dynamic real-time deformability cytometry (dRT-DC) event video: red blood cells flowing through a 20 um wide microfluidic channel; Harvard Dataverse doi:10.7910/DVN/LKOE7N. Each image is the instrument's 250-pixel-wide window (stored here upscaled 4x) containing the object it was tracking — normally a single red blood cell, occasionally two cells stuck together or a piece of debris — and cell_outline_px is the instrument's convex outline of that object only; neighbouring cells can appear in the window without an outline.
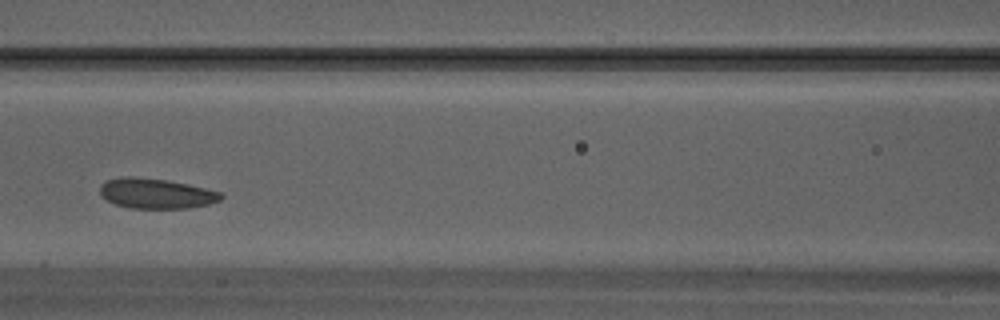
{"species": "Egyptian fruit bat (a non-hibernating species)", "species_latin": "Rousettus aegyptiacus", "temperature_condition": "warm", "stored_images_in_passage": 28, "camera_frame_rate_fps": 3000, "um_per_image_px": 0.085, "animal": {"sex": "male"}, "frame": {"image": 1, "passage_image": 9, "time_ms": 2.667, "image_size_px": [1000, 320], "cell_outline_px": [[224, 196], [220, 200], [208, 204], [188, 208], [128, 208], [116, 204], [100, 196], [100, 184], [108, 180], [128, 176], [164, 180], [188, 184], [224, 192]], "centroid_in_image_um": [13.3, 16.45], "position_along_channel_um": 153.3, "area_um2": 21.15}}
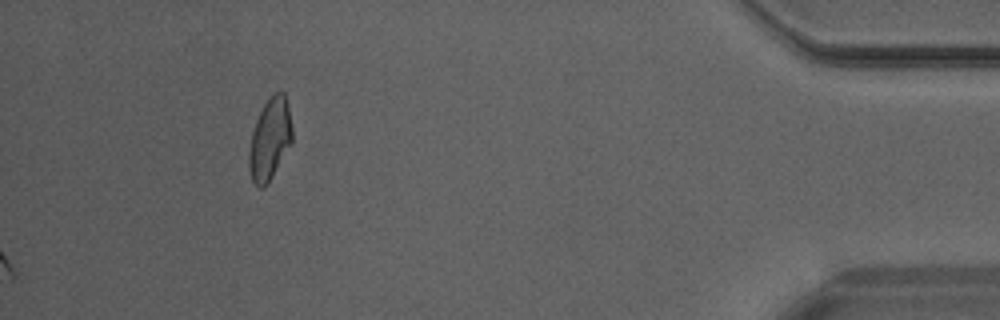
{"frame": {"image": 2, "passage_image": 28, "time_ms": 9.0, "image_size_px": [1000, 320], "cell_outline_px": [[292, 144], [268, 180], [260, 188], [252, 180], [248, 168], [248, 152], [252, 132], [256, 120], [264, 104], [272, 92], [280, 88], [284, 92], [288, 104], [292, 128]], "centroid_in_image_um": [22.94, 11.73], "position_along_channel_um": 412.3, "area_um2": 20.52}}